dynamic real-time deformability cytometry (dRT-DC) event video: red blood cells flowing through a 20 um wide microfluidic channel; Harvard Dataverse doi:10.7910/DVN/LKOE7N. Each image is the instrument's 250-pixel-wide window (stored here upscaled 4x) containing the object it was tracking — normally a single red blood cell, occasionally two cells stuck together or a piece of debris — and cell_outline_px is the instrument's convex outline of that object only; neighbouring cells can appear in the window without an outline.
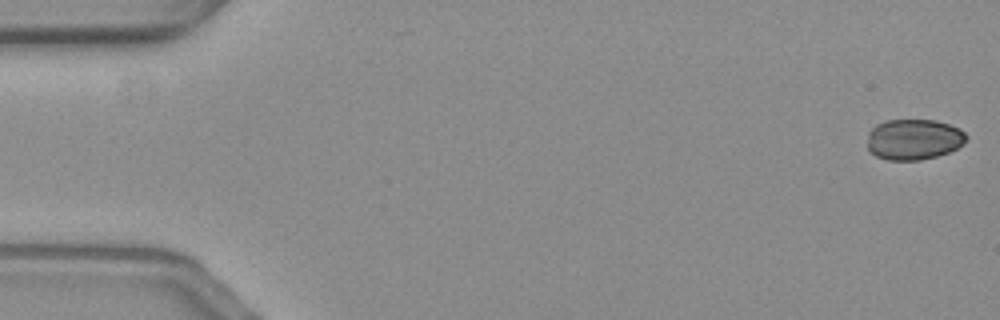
{"species": "common noctule bat (a hibernating species)", "species_latin": "Nyctalus noctula", "temperature_condition": "warm", "stored_images_in_passage": 52, "camera_frame_rate_fps": 3000, "um_per_image_px": 0.085, "animal": {"sex": "female", "body_mass_g": 19.3, "forearm_length_mm": 54.1}, "frame": {"image": 1, "passage_image": 1, "time_ms": 0.0, "image_size_px": [1000, 320], "cell_outline_px": [[968, 136], [964, 144], [948, 152], [936, 156], [920, 160], [888, 160], [876, 156], [868, 152], [868, 132], [876, 124], [884, 120], [936, 120], [960, 128]], "centroid_in_image_um": [77.66, 11.84], "position_along_channel_um": 7.3, "area_um2": 23.7}}
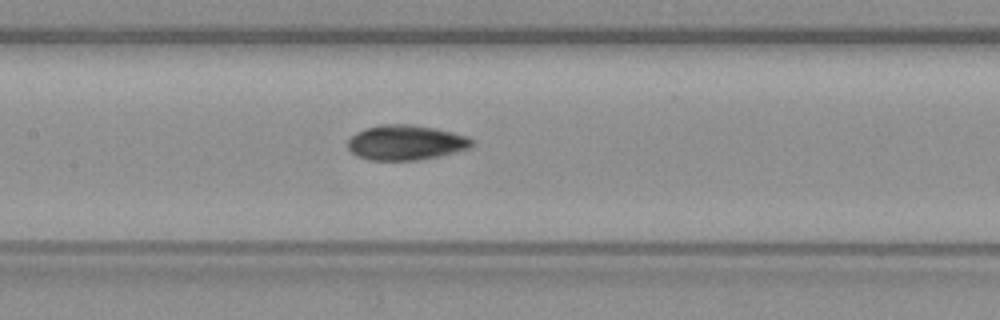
{"frame": {"image": 2, "passage_image": 27, "time_ms": 8.667, "image_size_px": [1000, 320], "cell_outline_px": [[472, 144], [468, 148], [440, 156], [416, 160], [368, 160], [356, 156], [348, 148], [348, 140], [356, 132], [364, 128], [380, 124], [412, 124], [436, 128], [468, 136], [472, 140]], "centroid_in_image_um": [34.46, 12.11], "position_along_channel_um": 172.9, "area_um2": 25.37}}
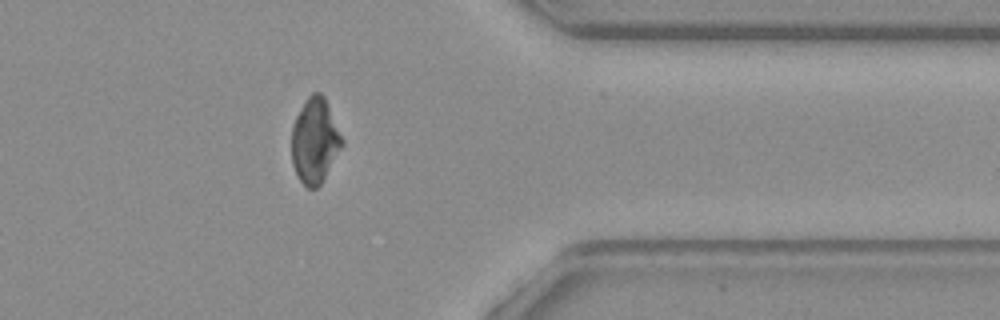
{"frame": {"image": 3, "passage_image": 46, "time_ms": 15.0, "image_size_px": [1000, 320], "cell_outline_px": [[344, 144], [320, 184], [316, 188], [308, 188], [300, 180], [292, 164], [292, 124], [304, 100], [312, 92], [320, 92], [324, 96], [344, 140]], "centroid_in_image_um": [26.76, 11.93], "position_along_channel_um": 384.6, "area_um2": 24.91}, "authors_computed_cell_mechanics": {"area_um2": 24.9118, "velocity_mm_per_s": 3.591, "shape_relaxation_time_tau1_ms": null, "shape_relaxation_time_tau2_ms": 1.4176, "deformation_change_tau1": null, "deformation_change_tau2": 0.0457}}